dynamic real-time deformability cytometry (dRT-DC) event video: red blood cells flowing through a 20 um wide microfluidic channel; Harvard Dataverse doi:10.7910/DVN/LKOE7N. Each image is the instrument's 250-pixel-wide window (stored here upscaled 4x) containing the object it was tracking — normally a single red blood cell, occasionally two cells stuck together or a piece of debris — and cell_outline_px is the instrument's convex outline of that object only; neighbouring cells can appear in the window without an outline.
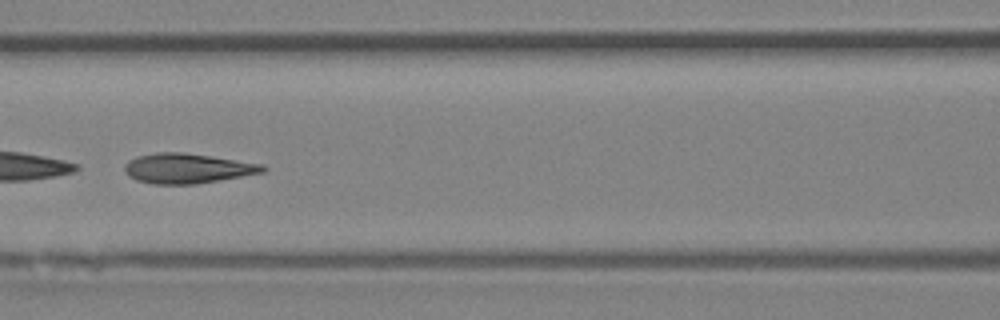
{"species": "Egyptian fruit bat (a non-hibernating species)", "species_latin": "Rousettus aegyptiacus", "temperature_condition": "room temperature", "stored_images_in_passage": 46, "camera_frame_rate_fps": 3000, "um_per_image_px": 0.085, "animal": {"sex": "female"}, "frame": {"image": 1, "passage_image": 20, "time_ms": 6.333, "image_size_px": [1000, 320], "cell_outline_px": [[268, 168], [264, 172], [196, 184], [152, 184], [136, 180], [128, 176], [124, 168], [124, 164], [128, 160], [136, 156], [156, 152], [184, 152], [212, 156], [264, 164]], "centroid_in_image_um": [15.91, 14.3], "position_along_channel_um": 150.7, "area_um2": 24.28}, "authors_computed_cell_mechanics": {"area_um2": 24.8829, "velocity_mm_per_s": 4.2962, "shape_relaxation_time_tau1_ms": 1.2013, "shape_relaxation_time_tau2_ms": 1.1029, "deformation_change_tau1": 0.2833, "deformation_change_tau2": 0.1016}}